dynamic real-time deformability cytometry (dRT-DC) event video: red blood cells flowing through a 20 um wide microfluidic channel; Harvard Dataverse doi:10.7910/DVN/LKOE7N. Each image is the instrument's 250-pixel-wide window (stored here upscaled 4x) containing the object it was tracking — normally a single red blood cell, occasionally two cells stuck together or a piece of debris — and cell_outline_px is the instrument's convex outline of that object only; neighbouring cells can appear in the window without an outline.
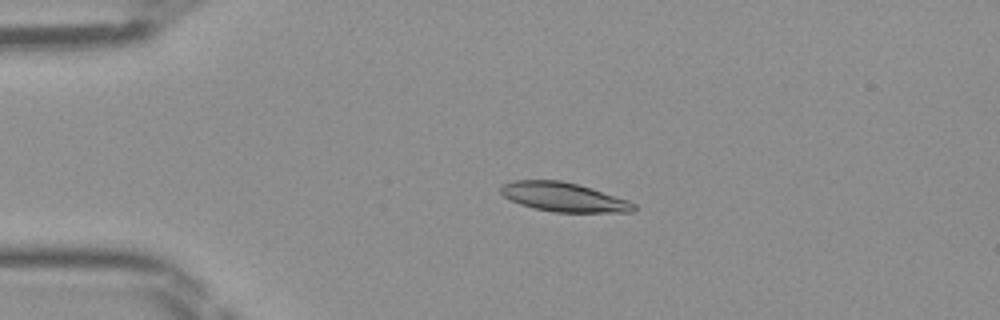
{"species": "Egyptian fruit bat (a non-hibernating species)", "species_latin": "Rousettus aegyptiacus", "temperature_condition": "room temperature", "stored_images_in_passage": 41, "camera_frame_rate_fps": 3000, "um_per_image_px": 0.085, "frame": {"image": 1, "passage_image": 4, "time_ms": 1.0, "image_size_px": [1000, 320], "cell_outline_px": [[636, 208], [632, 212], [556, 212], [536, 208], [520, 204], [504, 196], [500, 192], [500, 184], [512, 180], [560, 180], [576, 184], [628, 200], [636, 204]], "centroid_in_image_um": [47.88, 16.74], "position_along_channel_um": 37.1, "area_um2": 22.31}}
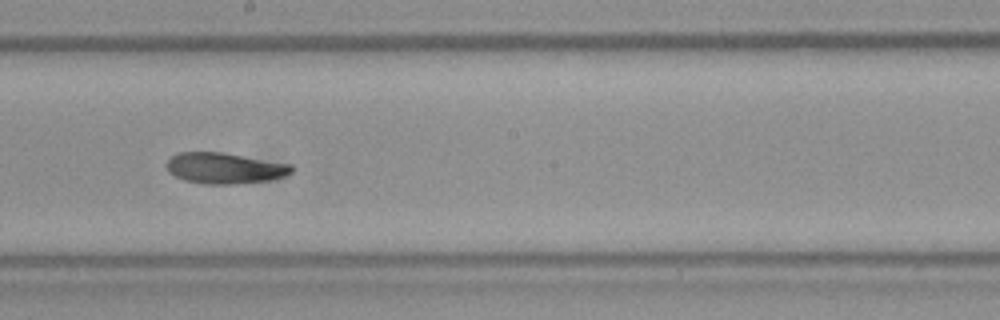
{"frame": {"image": 2, "passage_image": 20, "time_ms": 6.333, "image_size_px": [1000, 320], "cell_outline_px": [[296, 168], [292, 172], [284, 176], [272, 180], [232, 184], [204, 184], [184, 180], [168, 172], [164, 164], [176, 152], [224, 152], [292, 164]], "centroid_in_image_um": [19.11, 14.29], "position_along_channel_um": 229.1, "area_um2": 22.89}}
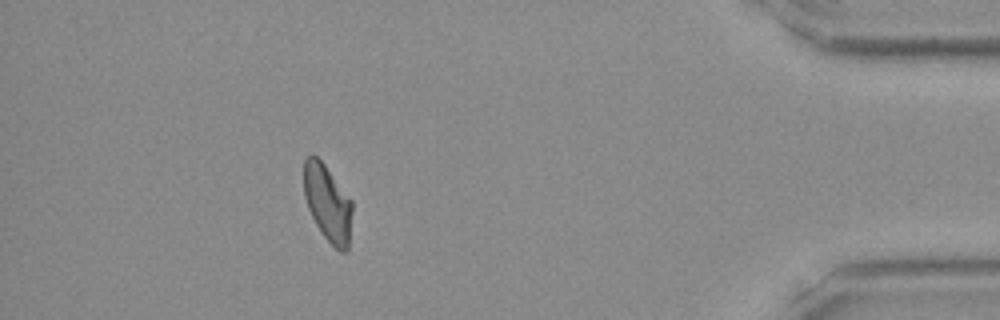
{"frame": {"image": 3, "passage_image": 36, "time_ms": 11.667, "image_size_px": [1000, 320], "cell_outline_px": [[352, 212], [348, 248], [344, 252], [340, 252], [324, 236], [316, 224], [308, 208], [304, 196], [304, 160], [312, 152], [324, 164], [352, 200]], "centroid_in_image_um": [27.85, 17.24], "position_along_channel_um": 407.4, "area_um2": 21.44}}